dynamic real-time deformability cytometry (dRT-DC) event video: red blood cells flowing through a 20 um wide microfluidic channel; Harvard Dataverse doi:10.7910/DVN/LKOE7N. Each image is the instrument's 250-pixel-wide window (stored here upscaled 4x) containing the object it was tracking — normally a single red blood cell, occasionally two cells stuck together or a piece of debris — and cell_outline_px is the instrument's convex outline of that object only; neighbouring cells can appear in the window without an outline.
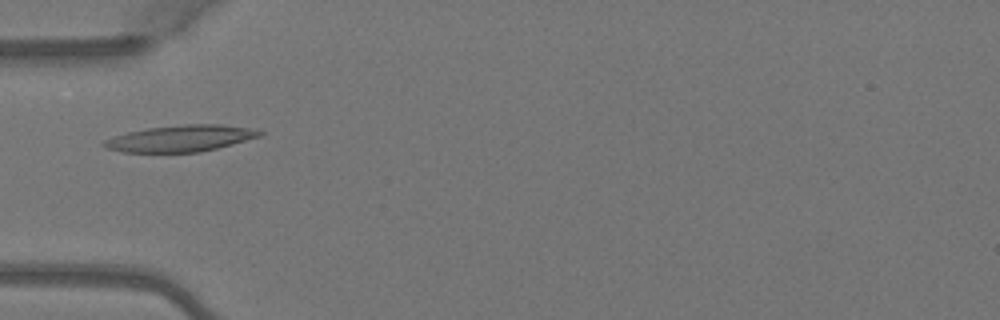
{"species": "Egyptian fruit bat (a non-hibernating species)", "species_latin": "Rousettus aegyptiacus", "temperature_condition": "warm", "stored_images_in_passage": 1, "camera_frame_rate_fps": 3000, "um_per_image_px": 0.085, "animal": {"sex": "female"}, "frame": {"image": 1, "passage_image": 1, "time_ms": 0.0, "image_size_px": [1000, 320], "cell_outline_px": [[264, 132], [260, 136], [232, 144], [200, 152], [124, 152], [104, 148], [100, 144], [104, 140], [128, 132], [148, 128], [184, 124], [220, 124], [260, 128]], "centroid_in_image_um": [15.39, 11.75], "position_along_channel_um": 69.6, "area_um2": 24.1}}